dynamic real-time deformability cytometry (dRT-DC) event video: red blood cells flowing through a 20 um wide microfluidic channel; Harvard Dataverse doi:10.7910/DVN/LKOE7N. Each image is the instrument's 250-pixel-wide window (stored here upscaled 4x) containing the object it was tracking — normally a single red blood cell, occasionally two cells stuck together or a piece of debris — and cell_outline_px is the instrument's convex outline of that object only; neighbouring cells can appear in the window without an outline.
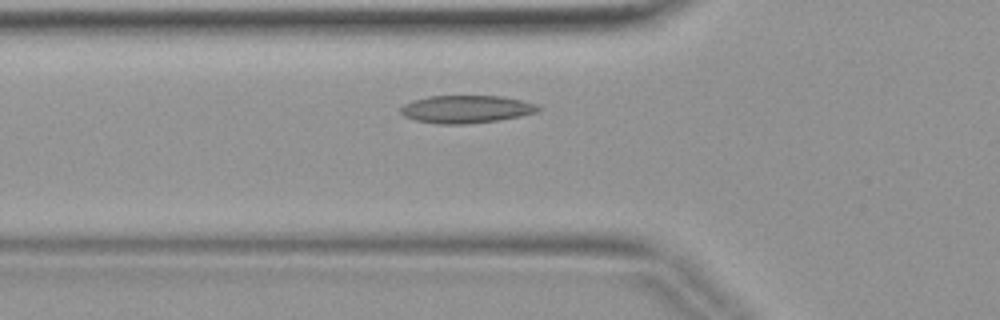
{"species": "common noctule bat (a hibernating species)", "species_latin": "Nyctalus noctula", "temperature_condition": "warm", "stored_images_in_passage": 6, "camera_frame_rate_fps": 3000, "um_per_image_px": 0.085, "animal": {"sex": "female", "body_mass_g": 19.9}, "frame": {"image": 1, "passage_image": 6, "time_ms": 1.667, "image_size_px": [1000, 320], "cell_outline_px": [[544, 108], [540, 112], [500, 120], [464, 124], [436, 124], [416, 120], [404, 116], [400, 112], [400, 108], [404, 104], [412, 100], [428, 96], [500, 96], [520, 100], [536, 104]], "centroid_in_image_um": [39.65, 9.28], "position_along_channel_um": 86.2, "area_um2": 22.37}}